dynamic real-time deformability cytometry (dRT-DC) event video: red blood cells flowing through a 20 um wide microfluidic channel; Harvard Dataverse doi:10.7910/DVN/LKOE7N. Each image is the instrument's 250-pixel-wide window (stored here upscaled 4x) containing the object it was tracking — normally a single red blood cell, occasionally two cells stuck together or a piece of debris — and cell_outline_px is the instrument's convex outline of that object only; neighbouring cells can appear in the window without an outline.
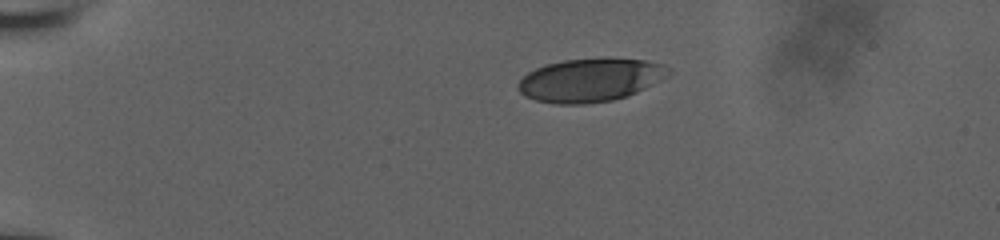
{"species": "human", "species_latin": "Homo sapiens", "temperature_condition": "room temperature", "stored_images_in_passage": 44, "camera_frame_rate_fps": 3000, "um_per_image_px": 0.085, "donor": {"sex": "male"}, "frame": {"image": 1, "passage_image": 1, "time_ms": 0.0, "image_size_px": [1000, 240], "cell_outline_px": [[672, 72], [668, 76], [628, 96], [612, 100], [584, 104], [556, 104], [536, 100], [524, 96], [516, 88], [516, 84], [528, 72], [536, 68], [548, 64], [564, 60], [608, 56], [644, 60], [660, 64], [672, 68]], "centroid_in_image_um": [50.18, 6.78], "position_along_channel_um": 34.8, "area_um2": 38.44}}
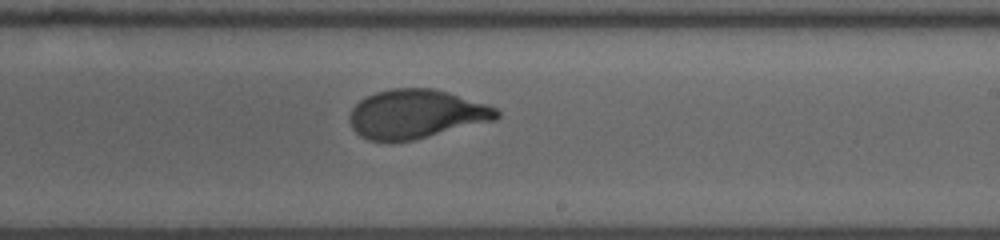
{"frame": {"image": 2, "passage_image": 24, "time_ms": 7.667, "image_size_px": [1000, 240], "cell_outline_px": [[500, 116], [496, 120], [412, 140], [368, 140], [360, 136], [352, 128], [348, 120], [348, 116], [352, 108], [360, 100], [376, 92], [392, 88], [432, 88], [448, 92], [496, 108], [500, 112]], "centroid_in_image_um": [35.35, 9.69], "position_along_channel_um": 253.6, "area_um2": 41.56}}
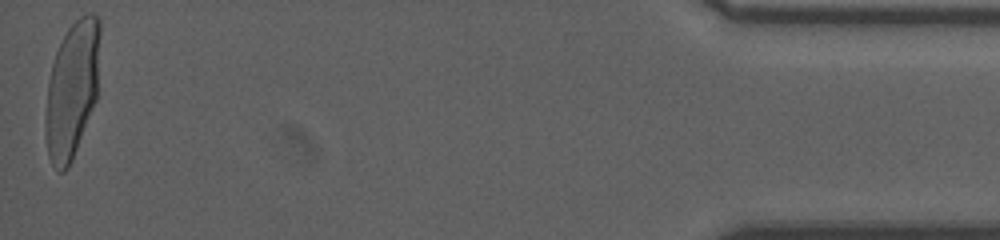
{"frame": {"image": 3, "passage_image": 44, "time_ms": 14.333, "image_size_px": [1000, 240], "cell_outline_px": [[100, 32], [96, 100], [72, 160], [68, 168], [64, 172], [56, 172], [48, 156], [44, 132], [44, 120], [48, 84], [52, 64], [56, 52], [68, 28], [80, 16], [88, 12], [92, 12], [100, 20]], "centroid_in_image_um": [6.11, 7.65], "position_along_channel_um": 429.1, "area_um2": 43.47}, "authors_computed_cell_mechanics": {"area_um2": 41.9628, "velocity_mm_per_s": 3.8489, "shape_relaxation_time_tau1_ms": 4.7602, "shape_relaxation_time_tau2_ms": null, "deformation_change_tau1": 0.2086, "deformation_change_tau2": null}}